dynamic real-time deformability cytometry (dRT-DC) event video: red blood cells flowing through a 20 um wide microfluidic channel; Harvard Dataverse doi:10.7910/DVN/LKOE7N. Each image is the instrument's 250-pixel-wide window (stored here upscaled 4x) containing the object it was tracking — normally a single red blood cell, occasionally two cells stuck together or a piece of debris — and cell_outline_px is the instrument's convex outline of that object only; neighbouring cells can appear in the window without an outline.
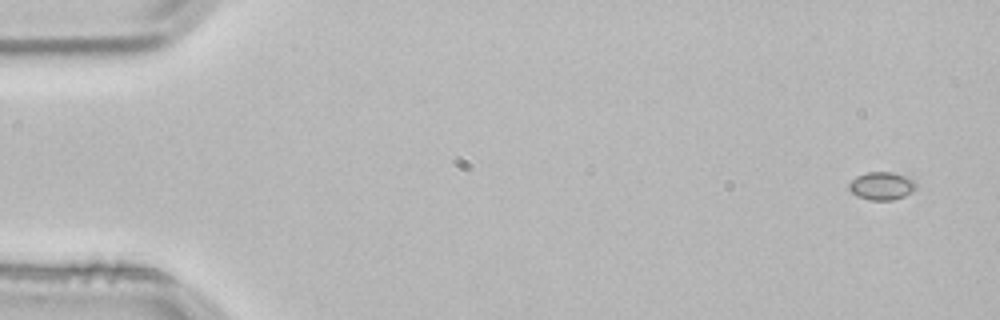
{"species": "common noctule bat (a hibernating species)", "species_latin": "Nyctalus noctula", "temperature_condition": "room temperature", "stored_images_in_passage": 3, "camera_frame_rate_fps": 3000, "um_per_image_px": 0.085, "animal": {"sex": "male", "body_mass_g": 21.5, "forearm_length_mm": 52.0}, "frame": {"image": 1, "passage_image": 1, "time_ms": 0.0, "image_size_px": [1000, 320], "cell_outline_px": [[916, 188], [912, 192], [904, 196], [892, 200], [868, 200], [856, 196], [848, 188], [848, 184], [856, 176], [868, 172], [892, 172], [916, 180]], "centroid_in_image_um": [74.94, 15.8], "position_along_channel_um": 10.1, "area_um2": 10.98}}